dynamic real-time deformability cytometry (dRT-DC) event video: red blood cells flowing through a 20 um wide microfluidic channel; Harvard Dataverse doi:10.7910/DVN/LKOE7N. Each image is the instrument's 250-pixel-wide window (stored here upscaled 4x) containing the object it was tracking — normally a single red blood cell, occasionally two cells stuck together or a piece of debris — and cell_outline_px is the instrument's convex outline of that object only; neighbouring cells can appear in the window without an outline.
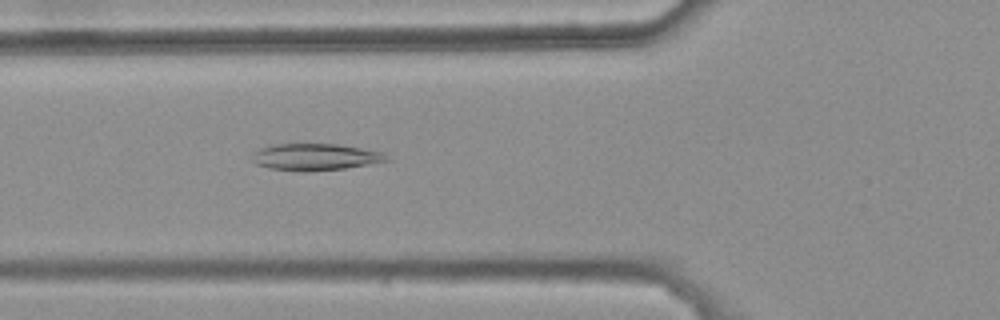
{"species": "common noctule bat (a hibernating species)", "species_latin": "Nyctalus noctula", "temperature_condition": "warm", "stored_images_in_passage": 46, "camera_frame_rate_fps": 3000, "um_per_image_px": 0.085, "animal": {"sex": "female", "body_mass_g": 25.1}, "frame": {"image": 1, "passage_image": 19, "time_ms": 6.0, "image_size_px": [1000, 320], "cell_outline_px": [[388, 160], [368, 164], [344, 168], [308, 172], [272, 168], [256, 164], [252, 160], [252, 152], [260, 148], [272, 144], [336, 144], [384, 152]], "centroid_in_image_um": [26.75, 13.34], "position_along_channel_um": 99.1, "area_um2": 20.75}}
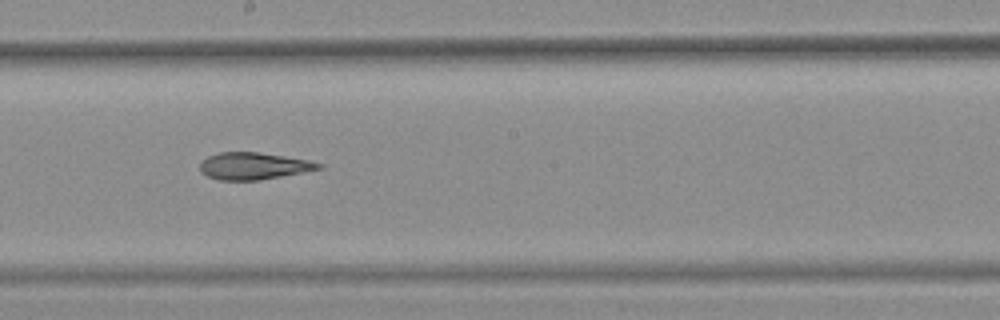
{"frame": {"image": 2, "passage_image": 29, "time_ms": 9.333, "image_size_px": [1000, 320], "cell_outline_px": [[324, 168], [260, 180], [220, 180], [208, 176], [200, 172], [200, 164], [208, 156], [220, 152], [256, 152], [284, 156], [308, 160], [324, 164]], "centroid_in_image_um": [21.57, 14.11], "position_along_channel_um": 226.6, "area_um2": 18.55}}
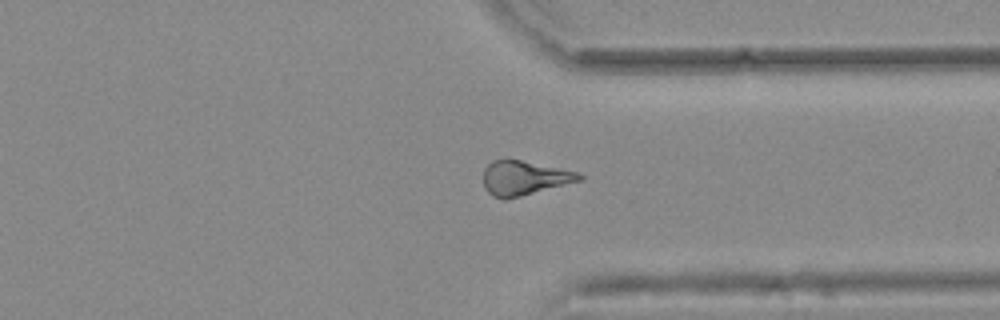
{"frame": {"image": 3, "passage_image": 40, "time_ms": 13.0, "image_size_px": [1000, 320], "cell_outline_px": [[584, 180], [508, 200], [504, 200], [492, 196], [484, 188], [484, 168], [492, 160], [520, 160], [576, 172], [584, 176]], "centroid_in_image_um": [44.55, 15.17], "position_along_channel_um": 366.8, "area_um2": 19.31}, "authors_computed_cell_mechanics": {"area_um2": 19.7676, "velocity_mm_per_s": 3.8274, "shape_relaxation_time_tau1_ms": null, "shape_relaxation_time_tau2_ms": 5.2503, "deformation_change_tau1": null, "deformation_change_tau2": 0.1571}}